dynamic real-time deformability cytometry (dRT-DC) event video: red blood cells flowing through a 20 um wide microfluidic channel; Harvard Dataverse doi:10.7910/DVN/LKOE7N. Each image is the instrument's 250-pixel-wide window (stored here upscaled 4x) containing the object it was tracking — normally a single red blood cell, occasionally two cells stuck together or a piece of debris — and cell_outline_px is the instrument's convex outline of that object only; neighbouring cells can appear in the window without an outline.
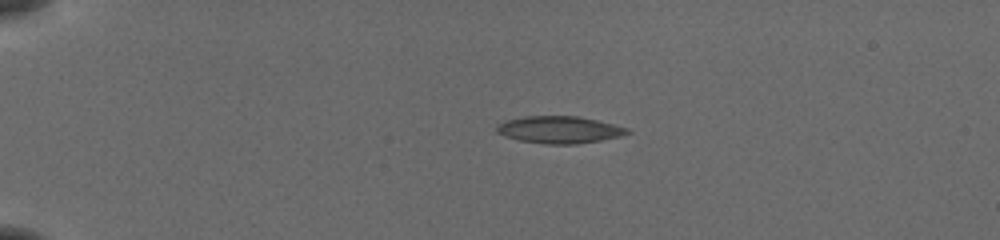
{"species": "common noctule bat (a hibernating species)", "species_latin": "Nyctalus noctula", "temperature_condition": "cold", "stored_images_in_passage": 42, "camera_frame_rate_fps": 3000, "um_per_image_px": 0.085, "animal": {"sex": "female", "body_mass_g": 19.5, "forearm_length_mm": 54.1}, "frame": {"image": 1, "passage_image": 1, "time_ms": 0.0, "image_size_px": [1000, 240], "cell_outline_px": [[632, 132], [620, 136], [600, 140], [576, 144], [544, 144], [520, 140], [504, 136], [496, 132], [496, 124], [504, 120], [524, 116], [576, 116], [596, 120], [628, 128]], "centroid_in_image_um": [47.49, 11.02], "position_along_channel_um": 37.5, "area_um2": 20.63}}
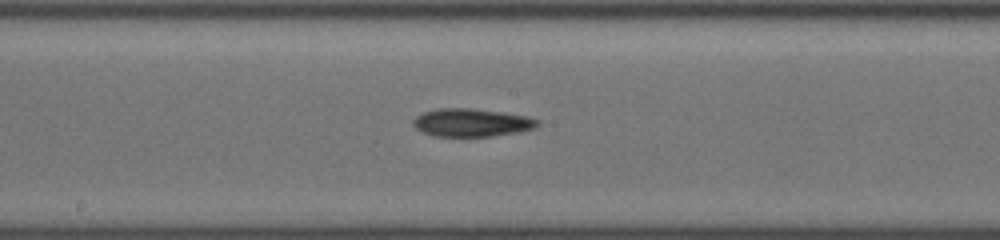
{"frame": {"image": 2, "passage_image": 19, "time_ms": 6.0, "image_size_px": [1000, 240], "cell_outline_px": [[540, 124], [536, 128], [520, 132], [492, 136], [432, 136], [416, 128], [412, 124], [412, 120], [416, 116], [424, 112], [436, 108], [476, 108], [504, 112], [528, 116], [540, 120]], "centroid_in_image_um": [40.13, 10.41], "position_along_channel_um": 208.1, "area_um2": 20.63}}
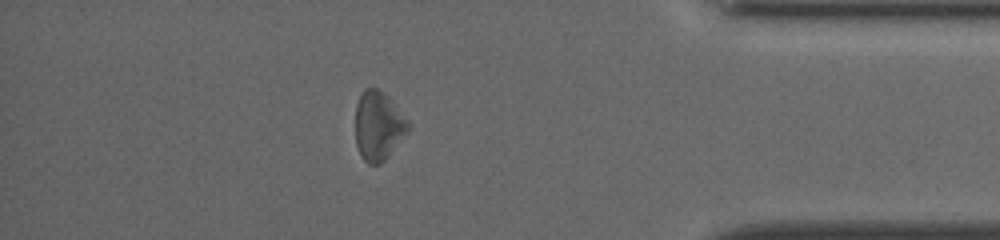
{"frame": {"image": 3, "passage_image": 36, "time_ms": 11.667, "image_size_px": [1000, 240], "cell_outline_px": [[412, 124], [408, 132], [388, 156], [380, 164], [368, 164], [364, 160], [356, 144], [356, 104], [364, 88], [376, 88], [384, 92], [396, 104]], "centroid_in_image_um": [32.19, 10.67], "position_along_channel_um": 403.0, "area_um2": 21.39}, "authors_computed_cell_mechanics": {"area_um2": 19.9988, "velocity_mm_per_s": 3.9009, "shape_relaxation_time_tau1_ms": 4.1825, "shape_relaxation_time_tau2_ms": 8.2368, "deformation_change_tau1": 0.0933, "deformation_change_tau2": 0.2331}}